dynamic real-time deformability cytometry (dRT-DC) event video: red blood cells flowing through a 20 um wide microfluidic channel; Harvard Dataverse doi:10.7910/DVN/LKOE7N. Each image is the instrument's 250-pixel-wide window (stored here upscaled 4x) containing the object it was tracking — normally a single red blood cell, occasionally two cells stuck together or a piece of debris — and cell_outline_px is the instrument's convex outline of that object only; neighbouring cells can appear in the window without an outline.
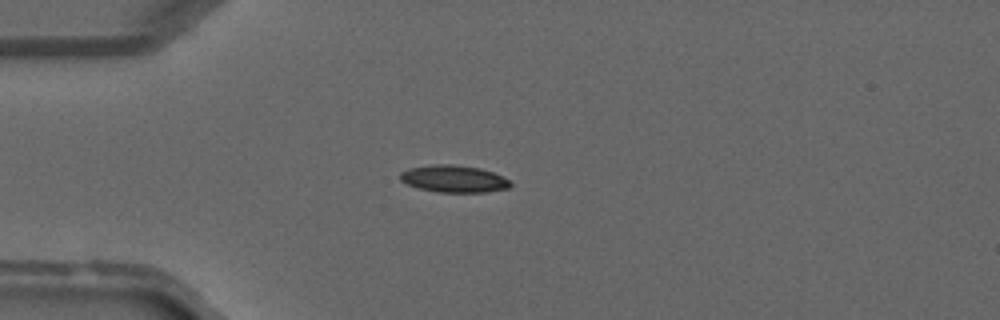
{"species": "common noctule bat (a hibernating species)", "species_latin": "Nyctalus noctula", "temperature_condition": "warm", "stored_images_in_passage": 34, "camera_frame_rate_fps": 3000, "um_per_image_px": 0.085, "animal": {"sex": "male", "forearm_length_mm": 52.5}, "frame": {"image": 1, "passage_image": 5, "time_ms": 1.333, "image_size_px": [1000, 320], "cell_outline_px": [[512, 184], [508, 188], [484, 192], [436, 192], [420, 188], [408, 184], [400, 180], [400, 172], [412, 168], [432, 164], [452, 164], [480, 168], [492, 172], [508, 180]], "centroid_in_image_um": [38.56, 15.2], "position_along_channel_um": 46.4, "area_um2": 17.17}}
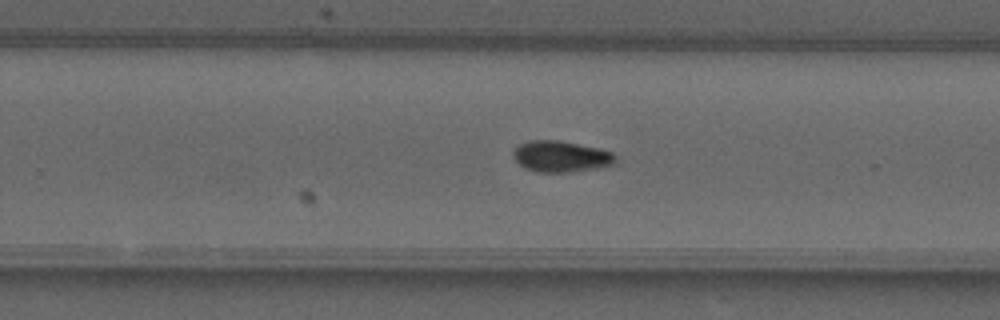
{"frame": {"image": 2, "passage_image": 20, "time_ms": 6.333, "image_size_px": [1000, 320], "cell_outline_px": [[616, 164], [596, 168], [568, 172], [536, 172], [524, 168], [512, 156], [512, 152], [520, 144], [528, 140], [560, 140], [600, 148], [612, 152], [616, 156]], "centroid_in_image_um": [47.69, 13.29], "position_along_channel_um": 282.1, "area_um2": 18.73}}
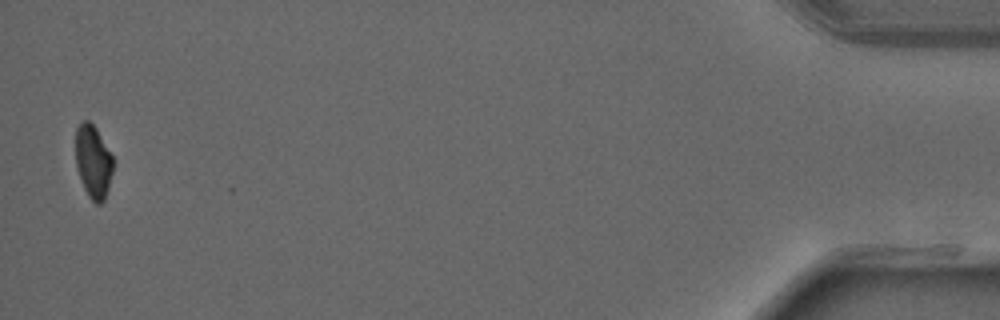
{"frame": {"image": 3, "passage_image": 34, "time_ms": 11.0, "image_size_px": [1000, 320], "cell_outline_px": [[112, 172], [108, 188], [104, 200], [100, 204], [96, 204], [88, 196], [84, 188], [76, 164], [76, 128], [84, 120], [88, 120], [96, 128], [112, 156]], "centroid_in_image_um": [7.91, 13.74], "position_along_channel_um": 427.3, "area_um2": 15.61}}